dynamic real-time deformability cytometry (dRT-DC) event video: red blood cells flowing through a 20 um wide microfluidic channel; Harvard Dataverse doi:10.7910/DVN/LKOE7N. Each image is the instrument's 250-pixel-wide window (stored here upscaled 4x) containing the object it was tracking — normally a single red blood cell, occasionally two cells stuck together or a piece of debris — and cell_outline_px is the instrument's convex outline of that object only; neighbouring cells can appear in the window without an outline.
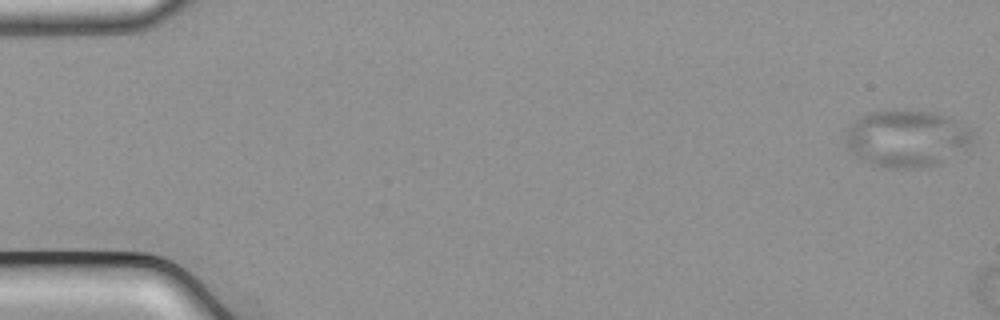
{"species": "common noctule bat (a hibernating species)", "species_latin": "Nyctalus noctula", "temperature_condition": "cold", "stored_images_in_passage": 9, "camera_frame_rate_fps": 3000, "um_per_image_px": 0.085, "animal": {"sex": "male", "body_mass_g": 21.5, "forearm_length_mm": 52.0}, "frame": {"image": 1, "passage_image": 1, "time_ms": 0.0, "image_size_px": [1000, 320], "cell_outline_px": [[976, 144], [936, 164], [916, 168], [888, 168], [872, 164], [856, 156], [848, 148], [844, 140], [844, 136], [848, 128], [860, 116], [868, 112], [904, 108], [932, 112], [952, 116], [960, 120], [976, 136]], "centroid_in_image_um": [77.13, 11.73], "position_along_channel_um": 7.9, "area_um2": 43.18}}